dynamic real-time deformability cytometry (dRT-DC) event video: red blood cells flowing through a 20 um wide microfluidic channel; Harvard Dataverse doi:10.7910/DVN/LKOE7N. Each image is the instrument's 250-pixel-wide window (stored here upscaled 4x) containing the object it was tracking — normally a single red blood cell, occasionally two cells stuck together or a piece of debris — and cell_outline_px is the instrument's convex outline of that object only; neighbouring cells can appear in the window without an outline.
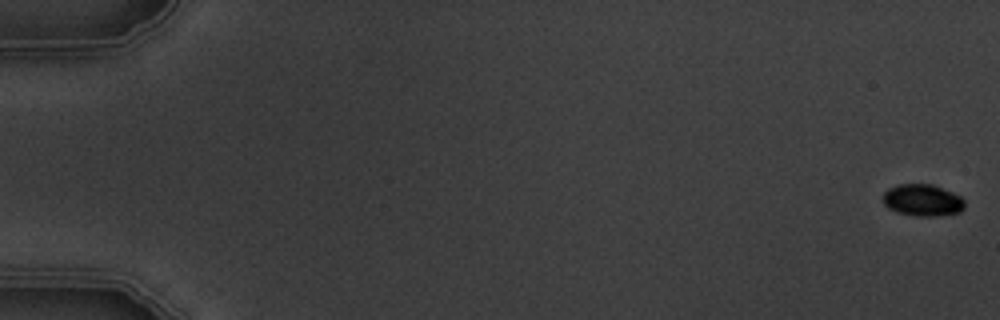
{"species": "common noctule bat (a hibernating species)", "species_latin": "Nyctalus noctula", "temperature_condition": "warm", "stored_images_in_passage": 6, "camera_frame_rate_fps": 3000, "um_per_image_px": 0.085, "animal": {"sex": "male", "body_mass_g": 19.5, "forearm_length_mm": 54.6}, "frame": {"image": 1, "passage_image": 1, "time_ms": 0.0, "image_size_px": [1000, 320], "cell_outline_px": [[964, 208], [960, 212], [936, 216], [916, 216], [896, 212], [888, 208], [884, 204], [884, 192], [888, 188], [900, 184], [932, 184], [952, 192], [960, 196], [964, 200]], "centroid_in_image_um": [78.42, 17.02], "position_along_channel_um": 6.6, "area_um2": 15.14}}
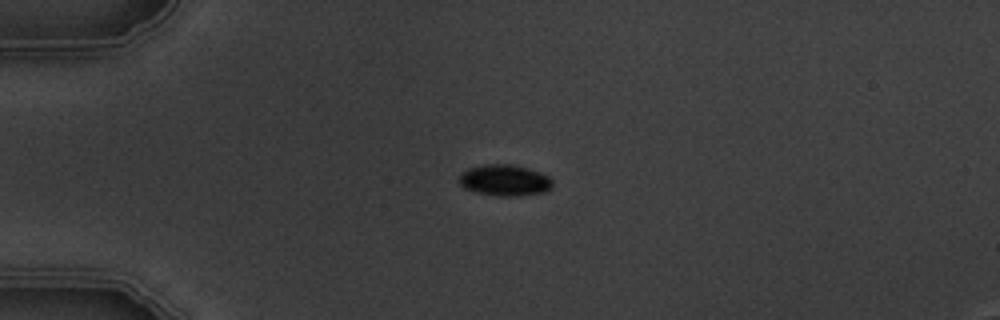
{"frame": {"image": 2, "passage_image": 5, "time_ms": 4.667, "image_size_px": [1000, 320], "cell_outline_px": [[552, 188], [544, 192], [516, 196], [500, 196], [476, 192], [464, 188], [460, 184], [460, 176], [468, 168], [484, 164], [512, 164], [528, 168], [540, 172], [548, 176], [552, 180]], "centroid_in_image_um": [42.92, 15.32], "position_along_channel_um": 42.1, "area_um2": 16.94}}